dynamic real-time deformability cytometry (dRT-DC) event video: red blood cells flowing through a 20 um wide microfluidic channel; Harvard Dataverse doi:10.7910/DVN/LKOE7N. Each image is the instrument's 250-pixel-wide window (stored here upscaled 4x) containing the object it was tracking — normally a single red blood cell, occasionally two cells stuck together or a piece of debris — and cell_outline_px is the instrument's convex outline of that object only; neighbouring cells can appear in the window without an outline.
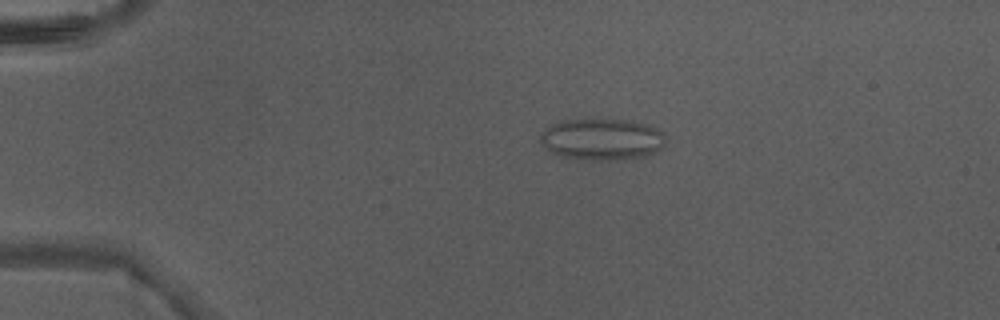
{"species": "Egyptian fruit bat (a non-hibernating species)", "species_latin": "Rousettus aegyptiacus", "temperature_condition": "warm", "stored_images_in_passage": 48, "camera_frame_rate_fps": 3000, "um_per_image_px": 0.085, "animal": {"sex": "male"}, "frame": {"image": 1, "passage_image": 11, "time_ms": 3.333, "image_size_px": [1000, 320], "cell_outline_px": [[664, 144], [656, 152], [644, 156], [608, 160], [588, 160], [560, 156], [552, 152], [540, 140], [540, 136], [552, 124], [564, 120], [628, 120], [652, 124], [664, 132]], "centroid_in_image_um": [51.23, 11.83], "position_along_channel_um": 33.8, "area_um2": 30.06}}
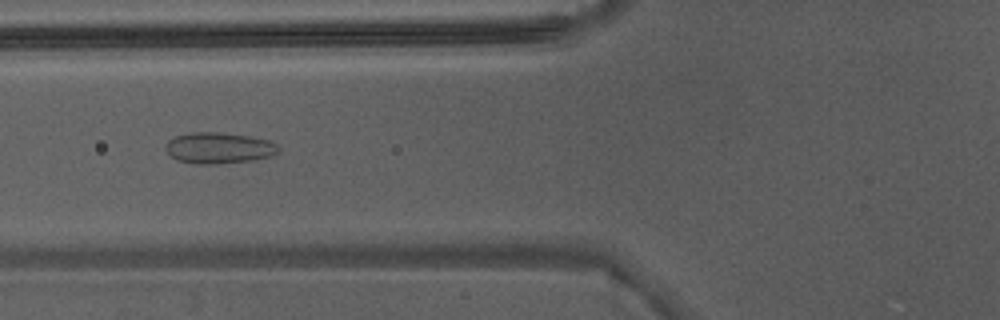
{"frame": {"image": 2, "passage_image": 20, "time_ms": 6.333, "image_size_px": [1000, 320], "cell_outline_px": [[280, 152], [272, 156], [256, 160], [216, 164], [196, 164], [176, 160], [164, 148], [168, 140], [176, 136], [192, 132], [220, 132], [248, 136], [268, 140], [276, 144], [280, 148]], "centroid_in_image_um": [18.62, 12.59], "position_along_channel_um": 107.2, "area_um2": 20.63}}
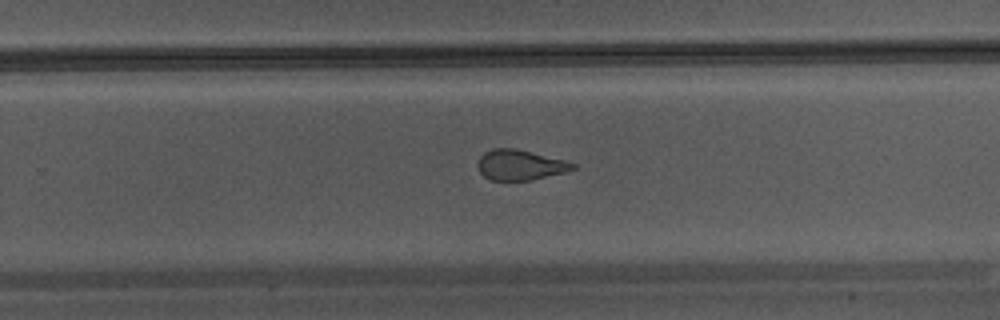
{"frame": {"image": 3, "passage_image": 32, "time_ms": 10.333, "image_size_px": [1000, 320], "cell_outline_px": [[576, 168], [564, 172], [532, 180], [492, 180], [484, 176], [476, 168], [476, 164], [480, 156], [484, 152], [492, 148], [512, 148], [568, 160], [576, 164]], "centroid_in_image_um": [44.19, 14.01], "position_along_channel_um": 285.6, "area_um2": 16.88}}